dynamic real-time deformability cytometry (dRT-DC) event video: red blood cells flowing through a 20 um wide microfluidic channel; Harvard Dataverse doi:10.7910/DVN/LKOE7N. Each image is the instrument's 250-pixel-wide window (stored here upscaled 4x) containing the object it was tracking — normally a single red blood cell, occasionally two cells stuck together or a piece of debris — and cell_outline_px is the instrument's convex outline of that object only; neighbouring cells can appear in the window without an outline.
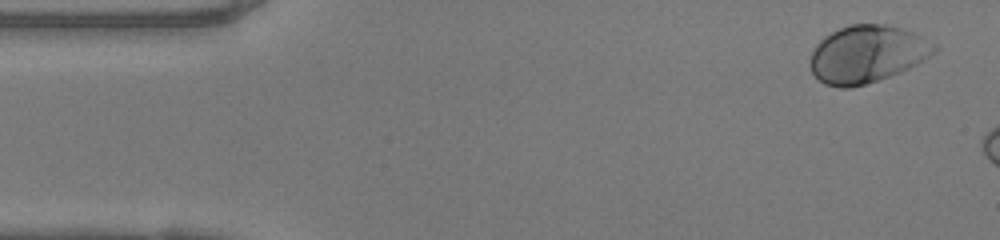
{"species": "human", "species_latin": "Homo sapiens", "temperature_condition": "warm", "stored_images_in_passage": 7, "camera_frame_rate_fps": 3000, "um_per_image_px": 0.085, "donor": {"sex": "female"}, "frame": {"image": 1, "passage_image": 2, "time_ms": 0.333, "image_size_px": [1000, 240], "cell_outline_px": [[940, 48], [936, 52], [916, 64], [900, 72], [864, 84], [848, 88], [840, 88], [824, 84], [812, 72], [808, 64], [812, 52], [816, 44], [824, 36], [840, 28], [852, 24], [884, 24], [904, 28], [916, 32], [936, 44]], "centroid_in_image_um": [73.71, 4.58], "position_along_channel_um": 11.3, "area_um2": 41.62}}